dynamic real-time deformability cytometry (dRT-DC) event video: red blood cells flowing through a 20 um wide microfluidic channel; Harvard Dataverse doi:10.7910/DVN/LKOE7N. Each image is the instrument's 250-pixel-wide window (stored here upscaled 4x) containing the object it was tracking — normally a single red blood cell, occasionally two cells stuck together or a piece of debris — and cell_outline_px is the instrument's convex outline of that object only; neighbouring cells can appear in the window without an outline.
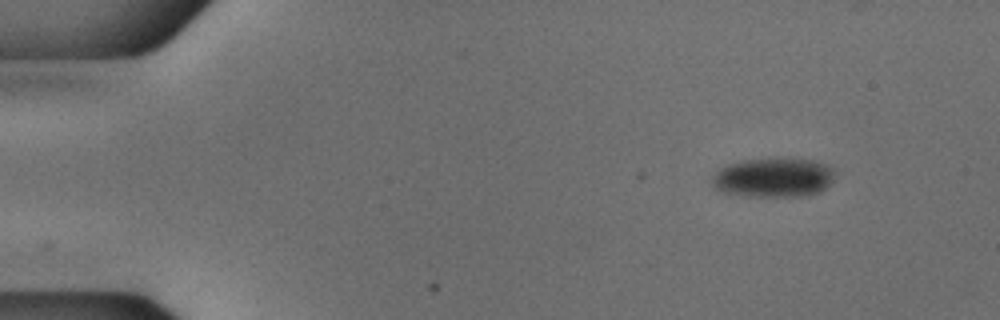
{"species": "common noctule bat (a hibernating species)", "species_latin": "Nyctalus noctula", "temperature_condition": "cold", "stored_images_in_passage": 49, "camera_frame_rate_fps": 3000, "um_per_image_px": 0.085, "animal": {"sex": "male", "body_mass_g": 18.8}, "frame": {"image": 1, "passage_image": 1, "time_ms": 0.0, "image_size_px": [1000, 320], "cell_outline_px": [[836, 172], [832, 180], [820, 192], [808, 196], [748, 196], [724, 192], [716, 188], [712, 184], [712, 176], [720, 168], [728, 164], [744, 160], [772, 156], [816, 160], [828, 164]], "centroid_in_image_um": [65.78, 15.05], "position_along_channel_um": 19.2, "area_um2": 28.78}}
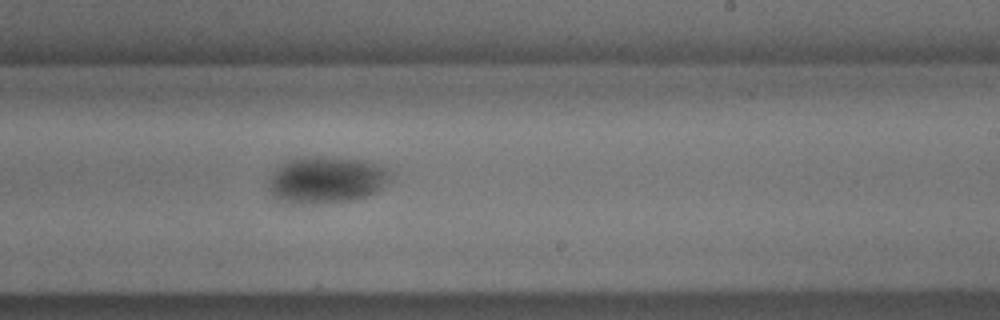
{"frame": {"image": 2, "passage_image": 28, "time_ms": 9.0, "image_size_px": [1000, 320], "cell_outline_px": [[392, 180], [376, 192], [352, 200], [296, 204], [292, 204], [272, 196], [268, 188], [268, 180], [272, 172], [276, 168], [288, 160], [304, 156], [320, 156], [360, 160], [388, 168], [392, 176]], "centroid_in_image_um": [27.72, 15.28], "position_along_channel_um": 261.3, "area_um2": 33.23}}
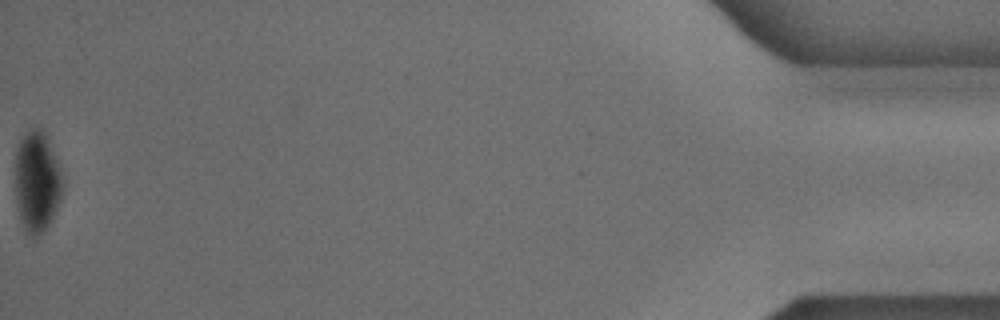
{"frame": {"image": 3, "passage_image": 49, "time_ms": 16.0, "image_size_px": [1000, 320], "cell_outline_px": [[64, 188], [60, 200], [52, 220], [44, 232], [36, 236], [32, 236], [24, 228], [16, 204], [16, 148], [20, 140], [32, 128], [40, 128], [48, 136], [64, 176]], "centroid_in_image_um": [3.19, 15.42], "position_along_channel_um": 432.0, "area_um2": 28.21}}